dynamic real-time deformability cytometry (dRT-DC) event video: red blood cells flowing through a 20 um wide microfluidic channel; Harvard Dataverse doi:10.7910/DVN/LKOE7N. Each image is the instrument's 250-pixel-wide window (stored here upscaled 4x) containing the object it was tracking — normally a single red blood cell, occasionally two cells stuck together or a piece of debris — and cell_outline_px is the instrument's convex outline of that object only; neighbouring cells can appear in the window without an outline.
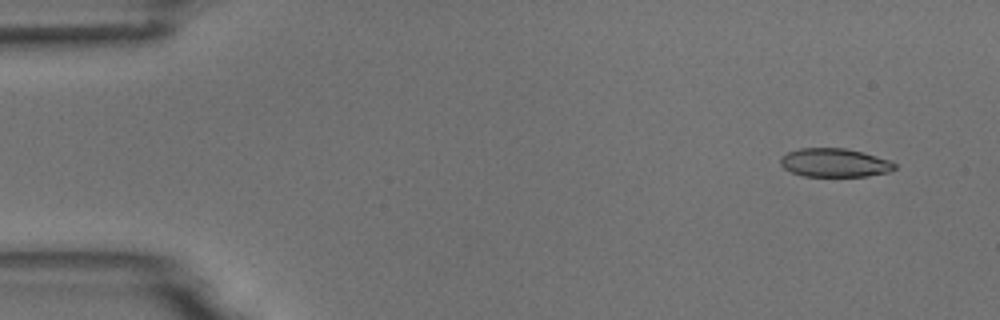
{"species": "common noctule bat (a hibernating species)", "species_latin": "Nyctalus noctula", "temperature_condition": "room temperature", "stored_images_in_passage": 6, "camera_frame_rate_fps": 3000, "um_per_image_px": 0.085, "animal": {"sex": "male", "body_mass_g": 18.8}, "frame": {"image": 1, "passage_image": 1, "time_ms": 0.0, "image_size_px": [1000, 320], "cell_outline_px": [[896, 168], [888, 172], [868, 176], [804, 176], [792, 172], [784, 168], [780, 164], [780, 156], [788, 152], [800, 148], [844, 148], [876, 156], [888, 160], [896, 164]], "centroid_in_image_um": [70.91, 13.83], "position_along_channel_um": 14.1, "area_um2": 18.9}}
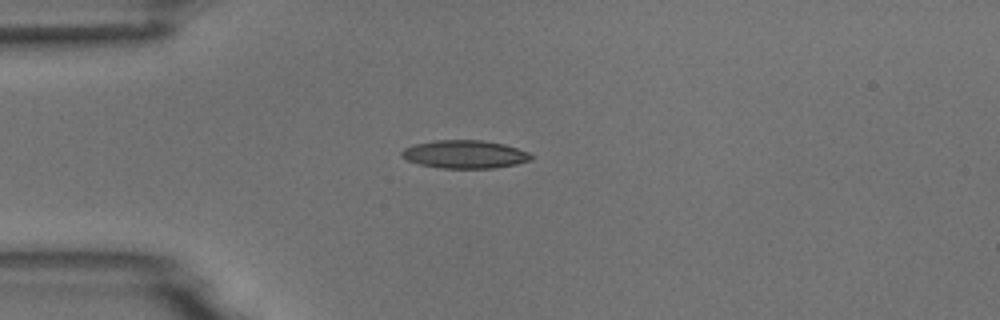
{"frame": {"image": 2, "passage_image": 4, "time_ms": 3.333, "image_size_px": [1000, 320], "cell_outline_px": [[536, 156], [532, 160], [516, 164], [496, 168], [440, 168], [420, 164], [408, 160], [400, 156], [400, 152], [404, 148], [412, 144], [436, 140], [480, 140], [504, 144], [528, 152]], "centroid_in_image_um": [39.51, 13.11], "position_along_channel_um": 45.5, "area_um2": 21.33}}
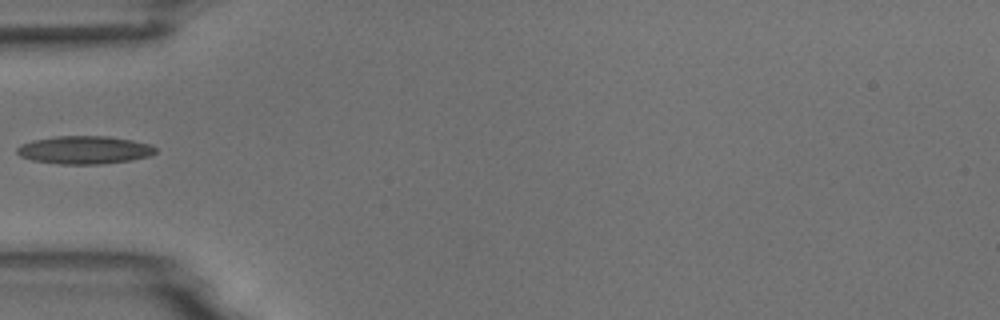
{"frame": {"image": 3, "passage_image": 5, "time_ms": 4.667, "image_size_px": [1000, 320], "cell_outline_px": [[156, 152], [148, 156], [132, 160], [100, 164], [60, 164], [32, 160], [20, 156], [16, 152], [16, 148], [20, 144], [32, 140], [56, 136], [108, 136], [132, 140], [148, 144], [156, 148]], "centroid_in_image_um": [7.14, 12.74], "position_along_channel_um": 77.9, "area_um2": 22.6}}